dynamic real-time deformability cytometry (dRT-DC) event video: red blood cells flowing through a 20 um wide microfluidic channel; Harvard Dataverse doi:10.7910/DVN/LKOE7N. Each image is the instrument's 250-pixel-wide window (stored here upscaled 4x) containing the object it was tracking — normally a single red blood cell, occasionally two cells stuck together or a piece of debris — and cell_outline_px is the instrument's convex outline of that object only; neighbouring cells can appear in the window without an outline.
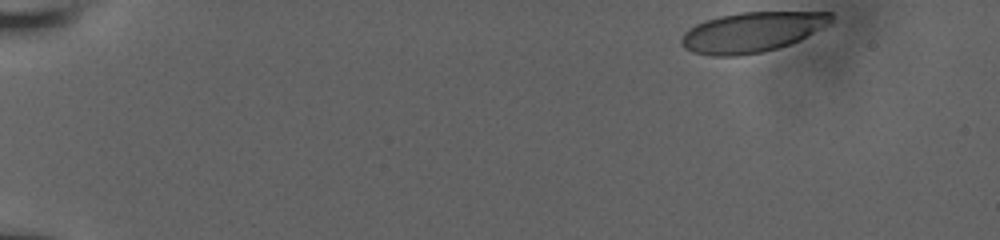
{"species": "human", "species_latin": "Homo sapiens", "temperature_condition": "room temperature", "stored_images_in_passage": 21, "camera_frame_rate_fps": 3000, "um_per_image_px": 0.085, "donor": {"sex": "male"}, "frame": {"image": 1, "passage_image": 1, "time_ms": 0.0, "image_size_px": [1000, 240], "cell_outline_px": [[832, 20], [828, 24], [800, 40], [776, 48], [760, 52], [736, 56], [712, 56], [692, 52], [684, 48], [680, 44], [680, 40], [684, 32], [688, 28], [704, 20], [720, 16], [740, 12], [832, 12]], "centroid_in_image_um": [63.86, 2.73], "position_along_channel_um": 21.1, "area_um2": 34.85}}